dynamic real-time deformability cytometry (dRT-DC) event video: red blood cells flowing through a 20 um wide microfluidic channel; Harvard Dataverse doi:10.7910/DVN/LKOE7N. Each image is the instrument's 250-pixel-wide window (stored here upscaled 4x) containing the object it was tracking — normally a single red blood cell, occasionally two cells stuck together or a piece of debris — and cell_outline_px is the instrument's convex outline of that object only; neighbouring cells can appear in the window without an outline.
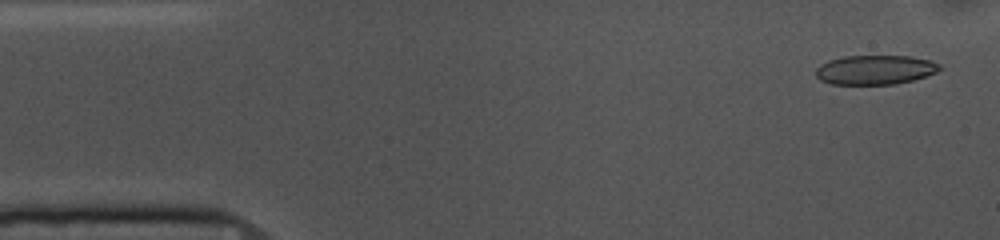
{"species": "common noctule bat (a hibernating species)", "species_latin": "Nyctalus noctula", "temperature_condition": "cold", "stored_images_in_passage": 53, "camera_frame_rate_fps": 3000, "um_per_image_px": 0.085, "animal": {"sex": "female", "body_mass_g": 10.0, "forearm_length_mm": 53.1}, "frame": {"image": 1, "passage_image": 2, "time_ms": 0.333, "image_size_px": [1000, 240], "cell_outline_px": [[940, 68], [936, 72], [912, 80], [896, 84], [832, 84], [820, 80], [816, 76], [816, 68], [820, 64], [828, 60], [844, 56], [912, 56], [928, 60], [940, 64]], "centroid_in_image_um": [74.34, 5.93], "position_along_channel_um": 10.7, "area_um2": 21.1}}
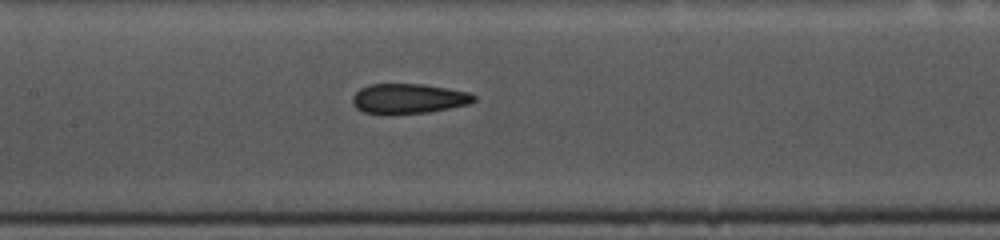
{"frame": {"image": 2, "passage_image": 23, "time_ms": 7.333, "image_size_px": [1000, 240], "cell_outline_px": [[476, 100], [468, 104], [428, 112], [364, 112], [356, 108], [352, 104], [352, 96], [360, 88], [368, 84], [424, 84], [448, 88], [468, 92], [476, 96]], "centroid_in_image_um": [34.73, 8.34], "position_along_channel_um": 172.7, "area_um2": 20.69}}
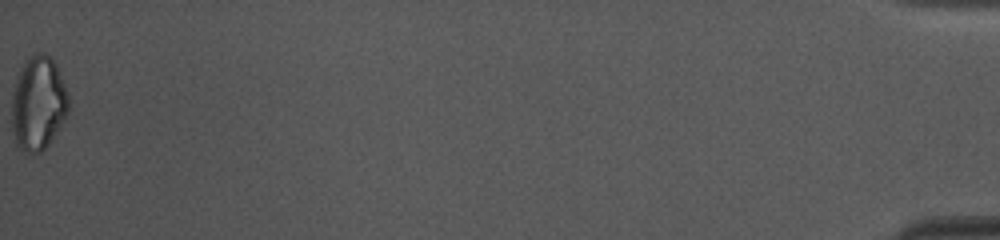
{"frame": {"image": 3, "passage_image": 53, "time_ms": 17.333, "image_size_px": [1000, 240], "cell_outline_px": [[68, 112], [64, 120], [48, 144], [40, 152], [24, 152], [16, 144], [12, 132], [12, 92], [20, 68], [24, 60], [28, 56], [40, 52], [44, 52], [56, 64], [68, 92]], "centroid_in_image_um": [3.23, 8.75], "position_along_channel_um": 432.0, "area_um2": 31.15}, "authors_computed_cell_mechanics": {"area_um2": 22.1374, "velocity_mm_per_s": 3.6768, "shape_relaxation_time_tau1_ms": null, "shape_relaxation_time_tau2_ms": 5.7181, "deformation_change_tau1": null, "deformation_change_tau2": 0.1349}}